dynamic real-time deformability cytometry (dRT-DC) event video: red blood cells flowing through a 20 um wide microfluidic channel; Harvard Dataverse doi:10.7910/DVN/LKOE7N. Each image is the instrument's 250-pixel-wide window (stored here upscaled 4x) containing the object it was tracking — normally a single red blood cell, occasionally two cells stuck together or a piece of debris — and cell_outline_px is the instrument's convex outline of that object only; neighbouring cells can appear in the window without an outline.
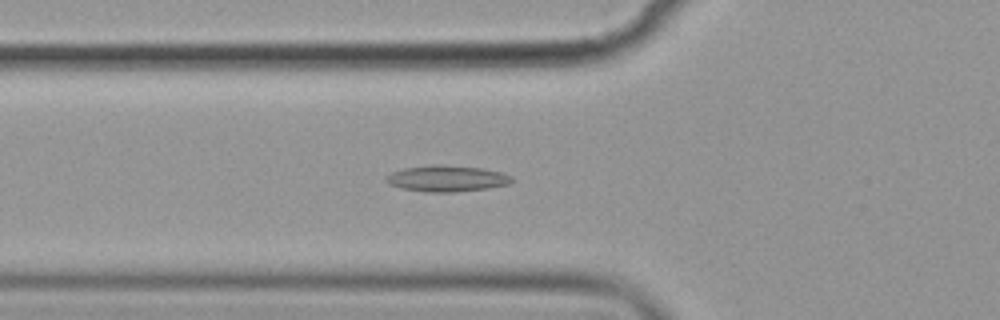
{"species": "common noctule bat (a hibernating species)", "species_latin": "Nyctalus noctula", "temperature_condition": "cold", "stored_images_in_passage": 47, "camera_frame_rate_fps": 3000, "um_per_image_px": 0.085, "animal": {"sex": "female", "body_mass_g": 19.9}, "frame": {"image": 1, "passage_image": 11, "time_ms": 3.333, "image_size_px": [1000, 320], "cell_outline_px": [[512, 180], [508, 184], [488, 188], [456, 192], [428, 192], [400, 188], [388, 184], [384, 180], [384, 176], [392, 172], [404, 168], [428, 164], [444, 164], [480, 168], [500, 172], [512, 176]], "centroid_in_image_um": [37.91, 15.16], "position_along_channel_um": 87.9, "area_um2": 19.36}}
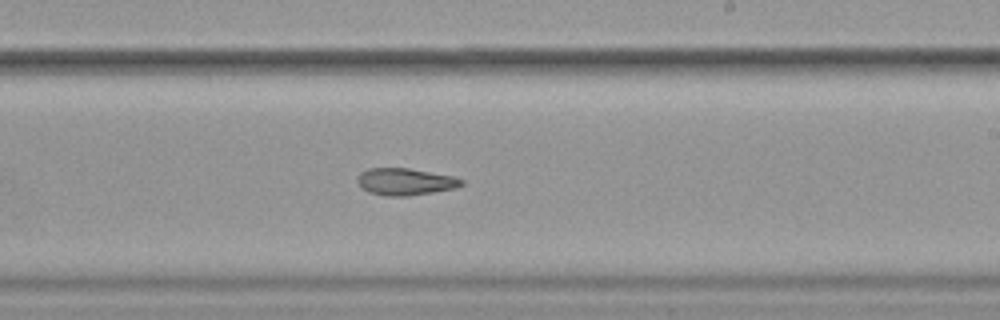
{"frame": {"image": 2, "passage_image": 25, "time_ms": 8.0, "image_size_px": [1000, 320], "cell_outline_px": [[464, 184], [456, 188], [432, 192], [404, 196], [384, 196], [368, 192], [360, 184], [360, 172], [368, 168], [408, 168], [452, 176], [464, 180]], "centroid_in_image_um": [34.48, 15.44], "position_along_channel_um": 254.5, "area_um2": 16.07}}
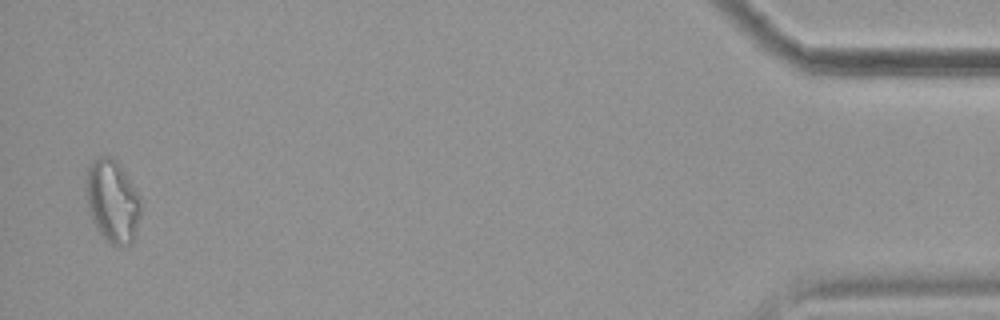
{"frame": {"image": 3, "passage_image": 46, "time_ms": 15.0, "image_size_px": [1000, 320], "cell_outline_px": [[140, 216], [136, 236], [132, 244], [108, 244], [104, 240], [96, 228], [92, 220], [88, 208], [84, 188], [84, 184], [88, 168], [92, 160], [100, 156], [112, 156], [116, 160], [136, 188], [140, 196]], "centroid_in_image_um": [9.54, 17.09], "position_along_channel_um": 425.7, "area_um2": 26.93}, "authors_computed_cell_mechanics": {"area_um2": 18.0914, "velocity_mm_per_s": 3.5733, "shape_relaxation_time_tau1_ms": null, "shape_relaxation_time_tau2_ms": 6.1137, "deformation_change_tau1": null, "deformation_change_tau2": 0.1484}}